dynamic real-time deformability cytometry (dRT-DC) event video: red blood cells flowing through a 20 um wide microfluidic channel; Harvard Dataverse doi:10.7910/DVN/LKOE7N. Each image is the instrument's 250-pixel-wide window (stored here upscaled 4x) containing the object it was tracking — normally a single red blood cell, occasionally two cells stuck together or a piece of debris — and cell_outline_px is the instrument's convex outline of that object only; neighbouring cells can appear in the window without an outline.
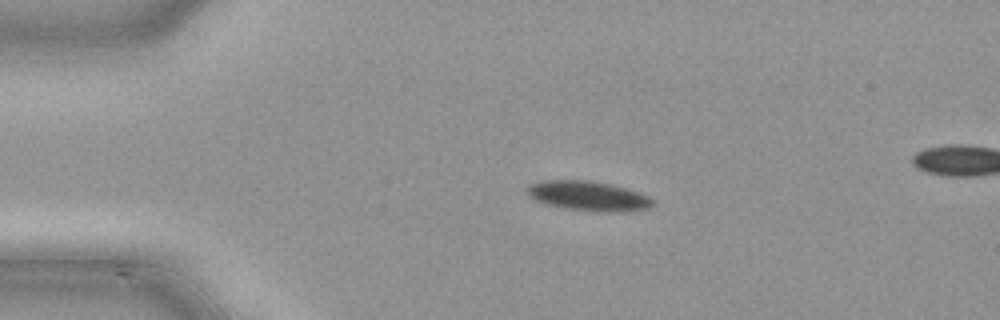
{"species": "common noctule bat (a hibernating species)", "species_latin": "Nyctalus noctula", "temperature_condition": "cold", "stored_images_in_passage": 39, "camera_frame_rate_fps": 3000, "um_per_image_px": 0.085, "animal": {"sex": "male", "body_mass_g": 21.5, "forearm_length_mm": 52.0}, "frame": {"image": 1, "passage_image": 1, "time_ms": 0.0, "image_size_px": [1000, 320], "cell_outline_px": [[652, 204], [648, 208], [564, 208], [548, 204], [536, 200], [528, 196], [528, 184], [540, 180], [588, 180], [608, 184], [640, 192], [648, 196], [652, 200]], "centroid_in_image_um": [49.84, 16.56], "position_along_channel_um": 35.2, "area_um2": 20.06}}
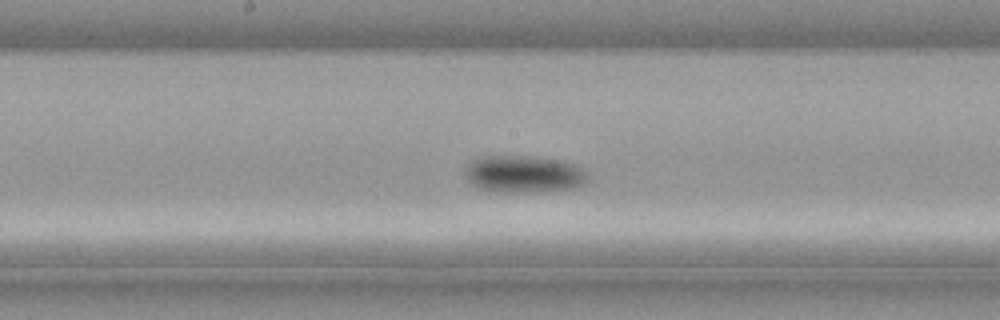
{"frame": {"image": 2, "passage_image": 16, "time_ms": 5.0, "image_size_px": [1000, 320], "cell_outline_px": [[588, 180], [572, 188], [520, 192], [508, 192], [480, 188], [472, 184], [468, 180], [464, 172], [464, 164], [476, 156], [536, 156], [560, 160], [572, 164], [580, 168], [588, 176]], "centroid_in_image_um": [44.42, 14.76], "position_along_channel_um": 203.8, "area_um2": 26.36}}
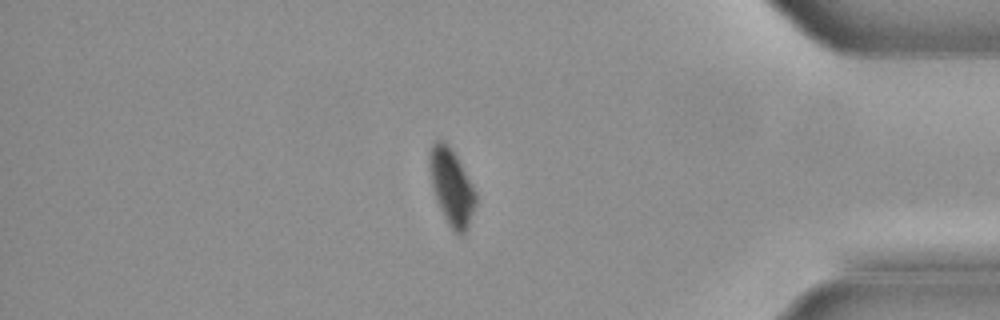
{"frame": {"image": 3, "passage_image": 32, "time_ms": 10.333, "image_size_px": [1000, 320], "cell_outline_px": [[476, 204], [468, 228], [464, 236], [460, 236], [448, 224], [436, 200], [432, 188], [428, 168], [428, 152], [432, 144], [436, 140], [444, 140], [448, 144], [456, 156], [476, 192]], "centroid_in_image_um": [38.36, 15.89], "position_along_channel_um": 396.8, "area_um2": 20.69}}